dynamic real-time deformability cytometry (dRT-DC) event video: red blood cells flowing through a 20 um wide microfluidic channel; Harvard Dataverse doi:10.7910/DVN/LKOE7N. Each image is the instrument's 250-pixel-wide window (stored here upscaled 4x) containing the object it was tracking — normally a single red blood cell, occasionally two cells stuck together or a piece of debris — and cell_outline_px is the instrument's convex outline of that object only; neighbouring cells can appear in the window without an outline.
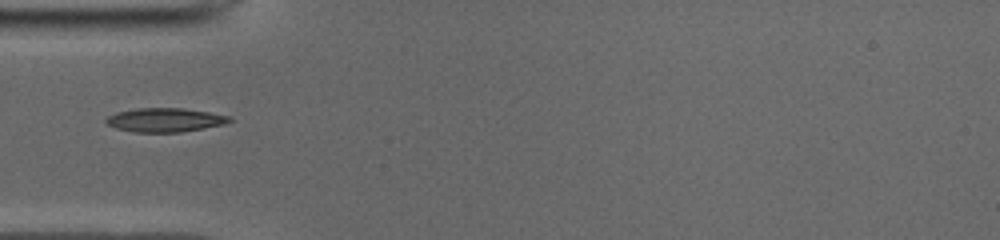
{"species": "common noctule bat (a hibernating species)", "species_latin": "Nyctalus noctula", "temperature_condition": "cold", "stored_images_in_passage": 36, "camera_frame_rate_fps": 3000, "um_per_image_px": 0.085, "animal": {"sex": "male", "body_mass_g": 19.0, "forearm_length_mm": 50.8}, "frame": {"image": 1, "passage_image": 1, "time_ms": 0.0, "image_size_px": [1000, 240], "cell_outline_px": [[232, 120], [224, 124], [204, 128], [180, 132], [136, 132], [116, 128], [108, 124], [104, 120], [108, 116], [116, 112], [136, 108], [184, 108], [232, 116]], "centroid_in_image_um": [14.03, 10.19], "position_along_channel_um": 71.0, "area_um2": 17.17}}
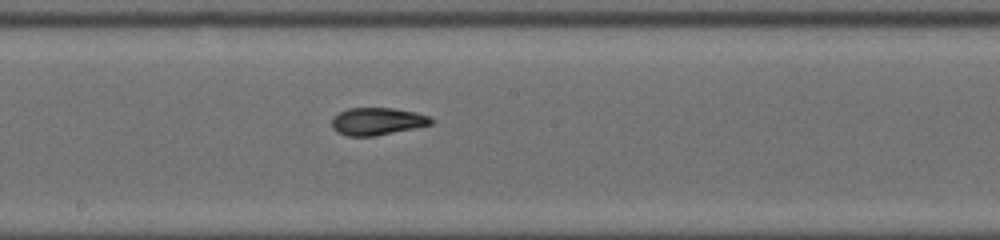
{"frame": {"image": 2, "passage_image": 12, "time_ms": 3.667, "image_size_px": [1000, 240], "cell_outline_px": [[436, 120], [432, 124], [372, 136], [348, 136], [336, 132], [332, 128], [332, 116], [348, 108], [392, 108], [416, 112], [428, 116]], "centroid_in_image_um": [32.04, 10.3], "position_along_channel_um": 216.2, "area_um2": 15.78}}
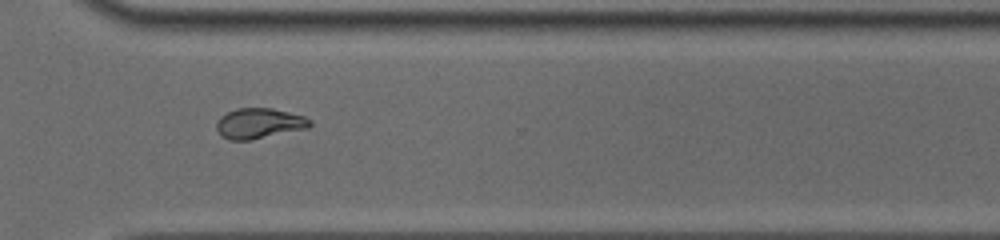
{"frame": {"image": 3, "passage_image": 22, "time_ms": 7.0, "image_size_px": [1000, 240], "cell_outline_px": [[312, 124], [308, 128], [252, 140], [228, 140], [220, 136], [216, 128], [216, 124], [220, 116], [236, 108], [272, 108], [304, 116], [312, 120]], "centroid_in_image_um": [22.02, 10.49], "position_along_channel_um": 348.6, "area_um2": 16.7}}